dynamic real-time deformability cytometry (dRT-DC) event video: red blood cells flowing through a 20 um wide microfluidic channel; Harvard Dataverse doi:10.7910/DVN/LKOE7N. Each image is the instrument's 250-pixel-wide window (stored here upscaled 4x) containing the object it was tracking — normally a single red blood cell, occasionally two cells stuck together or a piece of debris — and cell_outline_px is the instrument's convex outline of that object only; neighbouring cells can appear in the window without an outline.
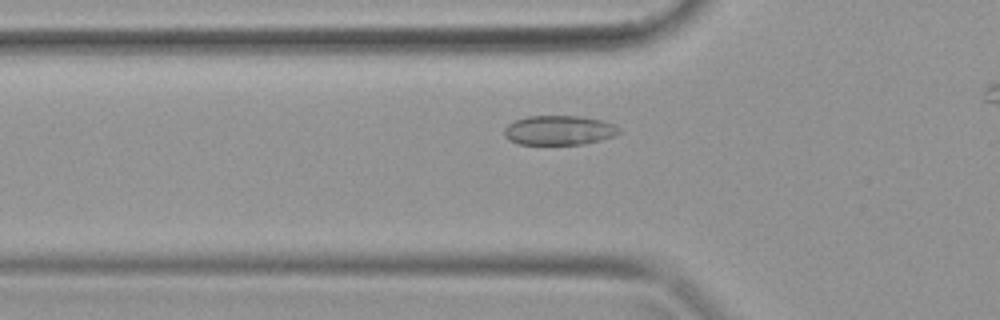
{"species": "common noctule bat (a hibernating species)", "species_latin": "Nyctalus noctula", "temperature_condition": "warm", "stored_images_in_passage": 27, "camera_frame_rate_fps": 3000, "um_per_image_px": 0.085, "animal": {"sex": "female", "body_mass_g": 19.9}, "frame": {"image": 1, "passage_image": 6, "time_ms": 1.667, "image_size_px": [1000, 320], "cell_outline_px": [[620, 132], [612, 136], [600, 140], [584, 144], [520, 144], [508, 140], [504, 136], [504, 128], [508, 124], [516, 120], [528, 116], [580, 116], [604, 120], [620, 128]], "centroid_in_image_um": [47.5, 11.07], "position_along_channel_um": 78.3, "area_um2": 19.71}}
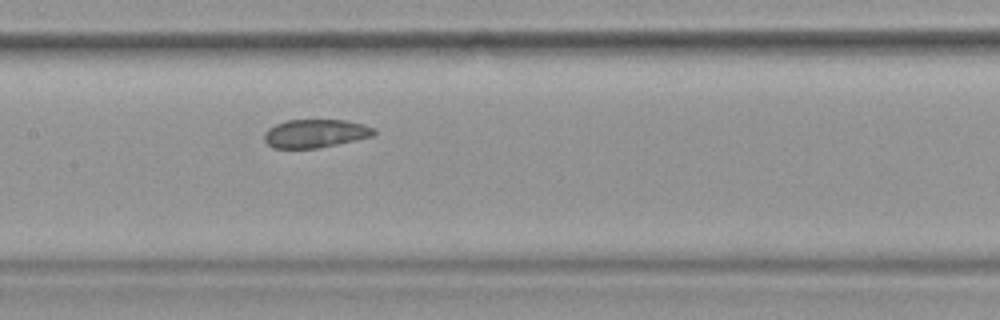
{"frame": {"image": 2, "passage_image": 12, "time_ms": 3.667, "image_size_px": [1000, 320], "cell_outline_px": [[376, 132], [372, 136], [356, 140], [316, 148], [272, 148], [264, 140], [264, 132], [268, 128], [276, 124], [288, 120], [344, 120], [364, 124], [376, 128]], "centroid_in_image_um": [26.8, 11.34], "position_along_channel_um": 180.6, "area_um2": 18.09}}
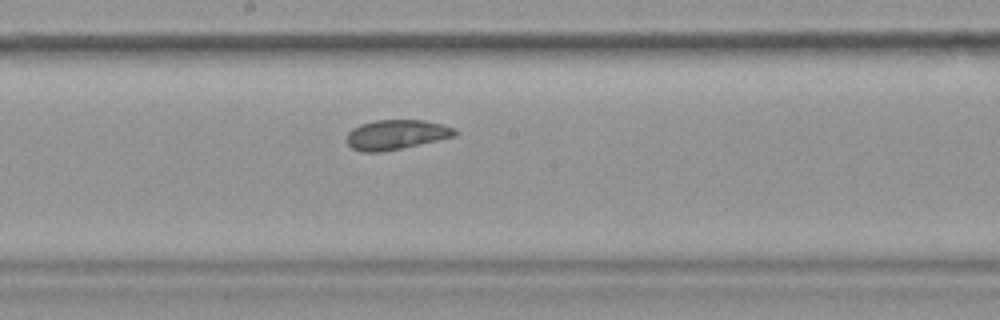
{"frame": {"image": 3, "passage_image": 14, "time_ms": 4.333, "image_size_px": [1000, 320], "cell_outline_px": [[456, 136], [400, 148], [380, 152], [364, 152], [352, 148], [344, 140], [348, 132], [352, 128], [360, 124], [376, 120], [424, 120], [456, 128]], "centroid_in_image_um": [33.63, 11.44], "position_along_channel_um": 214.6, "area_um2": 18.67}}